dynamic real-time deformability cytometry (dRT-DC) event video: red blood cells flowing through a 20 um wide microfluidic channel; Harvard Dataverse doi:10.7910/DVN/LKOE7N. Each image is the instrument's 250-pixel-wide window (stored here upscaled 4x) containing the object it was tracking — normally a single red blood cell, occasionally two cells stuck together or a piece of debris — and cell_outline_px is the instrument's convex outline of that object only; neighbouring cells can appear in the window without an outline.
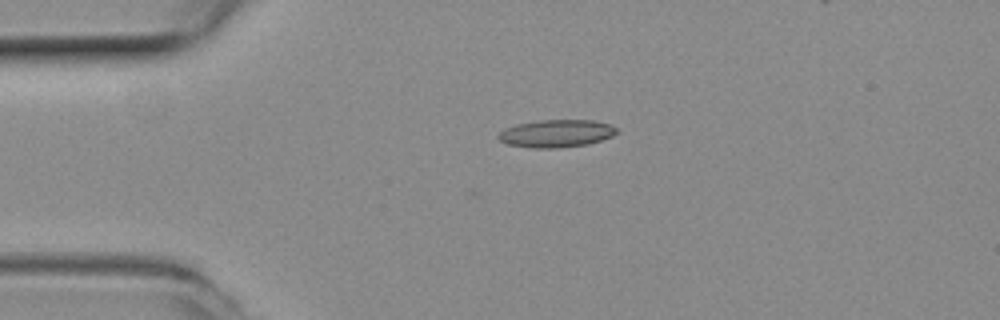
{"species": "common noctule bat (a hibernating species)", "species_latin": "Nyctalus noctula", "temperature_condition": "room temperature", "stored_images_in_passage": 42, "camera_frame_rate_fps": 3000, "um_per_image_px": 0.085, "animal": {"sex": "female", "body_mass_g": 19.3, "forearm_length_mm": 54.1}, "frame": {"image": 1, "passage_image": 1, "time_ms": 0.0, "image_size_px": [1000, 320], "cell_outline_px": [[616, 132], [612, 136], [588, 144], [556, 148], [528, 148], [508, 144], [500, 140], [496, 136], [504, 128], [516, 124], [540, 120], [592, 120], [608, 124], [616, 128]], "centroid_in_image_um": [47.23, 11.35], "position_along_channel_um": 37.8, "area_um2": 18.96}}
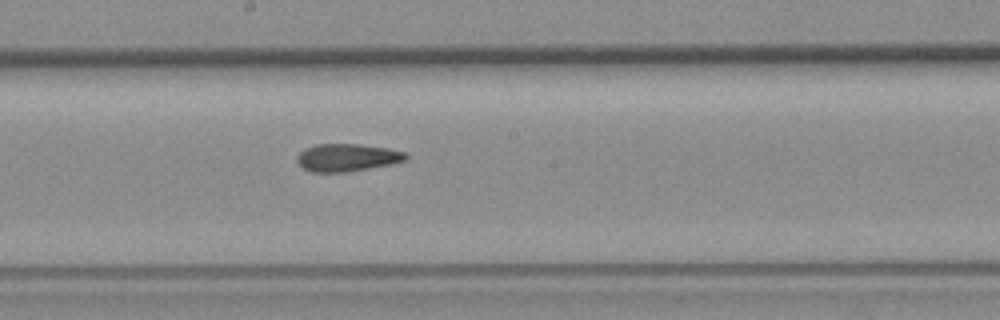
{"frame": {"image": 2, "passage_image": 18, "time_ms": 5.667, "image_size_px": [1000, 320], "cell_outline_px": [[408, 160], [392, 164], [344, 172], [312, 172], [304, 168], [296, 160], [296, 156], [304, 148], [316, 144], [356, 144], [388, 148], [408, 152]], "centroid_in_image_um": [29.53, 13.38], "position_along_channel_um": 218.7, "area_um2": 17.57}}
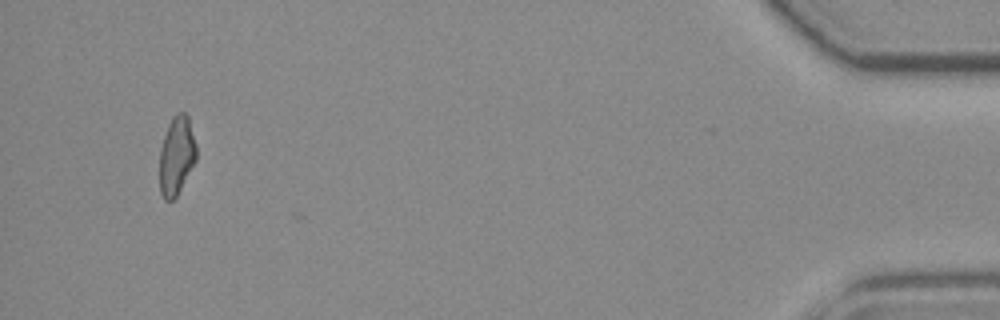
{"frame": {"image": 3, "passage_image": 41, "time_ms": 13.333, "image_size_px": [1000, 320], "cell_outline_px": [[196, 160], [176, 196], [172, 200], [164, 200], [160, 192], [160, 148], [168, 124], [172, 116], [176, 112], [184, 112], [188, 116], [196, 144]], "centroid_in_image_um": [15.0, 13.2], "position_along_channel_um": 420.2, "area_um2": 16.76}, "authors_computed_cell_mechanics": {"area_um2": 17.5423, "velocity_mm_per_s": 3.7253, "shape_relaxation_time_tau1_ms": null, "shape_relaxation_time_tau2_ms": 3.5483, "deformation_change_tau1": null, "deformation_change_tau2": 0.1205}}